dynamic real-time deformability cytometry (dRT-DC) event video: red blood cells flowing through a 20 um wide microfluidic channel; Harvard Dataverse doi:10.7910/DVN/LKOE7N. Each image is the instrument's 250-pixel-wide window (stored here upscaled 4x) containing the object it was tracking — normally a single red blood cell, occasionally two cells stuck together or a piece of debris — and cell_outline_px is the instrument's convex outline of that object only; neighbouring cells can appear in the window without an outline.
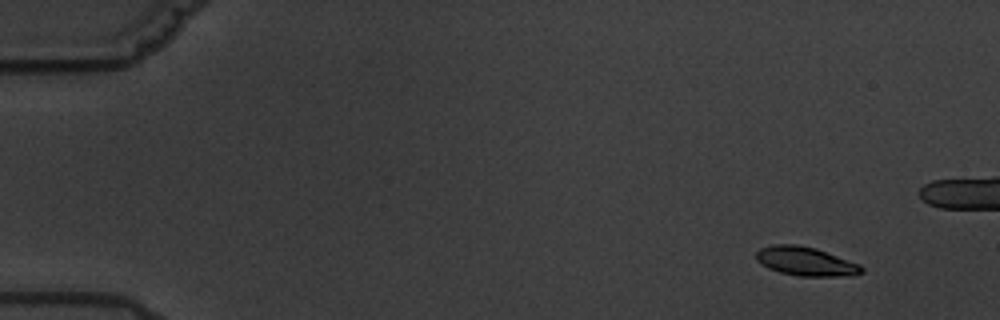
{"species": "common noctule bat (a hibernating species)", "species_latin": "Nyctalus noctula", "temperature_condition": "warm", "stored_images_in_passage": 5, "camera_frame_rate_fps": 3000, "um_per_image_px": 0.085, "animal": {"sex": "male", "body_mass_g": 19.5, "forearm_length_mm": 54.6}, "frame": {"image": 1, "passage_image": 1, "time_ms": 0.0, "image_size_px": [1000, 320], "cell_outline_px": [[864, 272], [852, 276], [800, 276], [780, 272], [768, 268], [756, 260], [756, 252], [760, 248], [772, 244], [796, 244], [816, 248], [860, 264], [864, 268]], "centroid_in_image_um": [68.5, 22.21], "position_along_channel_um": 16.5, "area_um2": 17.86}}